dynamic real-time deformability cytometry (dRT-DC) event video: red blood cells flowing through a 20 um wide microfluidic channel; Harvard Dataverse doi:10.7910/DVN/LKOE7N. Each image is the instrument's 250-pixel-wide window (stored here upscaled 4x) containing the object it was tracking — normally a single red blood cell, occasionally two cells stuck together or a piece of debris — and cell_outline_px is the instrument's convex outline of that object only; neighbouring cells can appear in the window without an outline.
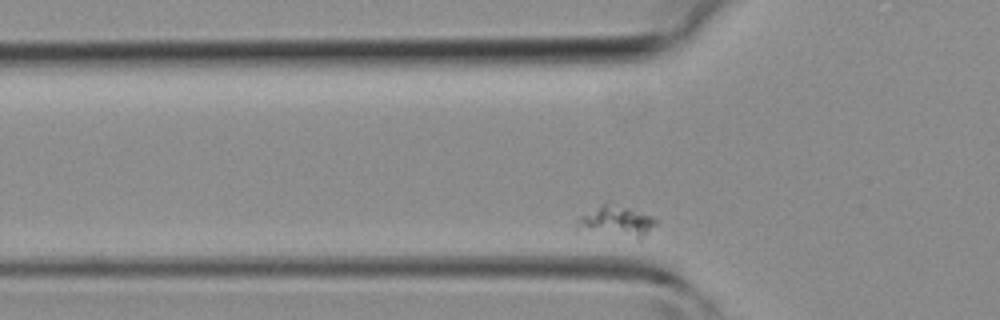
{"species": "common noctule bat (a hibernating species)", "species_latin": "Nyctalus noctula", "temperature_condition": "room temperature", "stored_images_in_passage": 25, "camera_frame_rate_fps": 3000, "um_per_image_px": 0.085, "animal": {"sex": "female", "body_mass_g": 19.3, "forearm_length_mm": 54.1}, "frame": {"image": 1, "passage_image": 4, "time_ms": 1.0, "image_size_px": [1000, 320], "cell_outline_px": [[656, 224], [644, 232], [636, 232], [576, 228], [576, 220], [580, 216], [600, 204], [604, 204], [628, 208], [652, 216], [656, 220]], "centroid_in_image_um": [52.31, 18.66], "position_along_channel_um": 73.5, "area_um2": 11.56}}
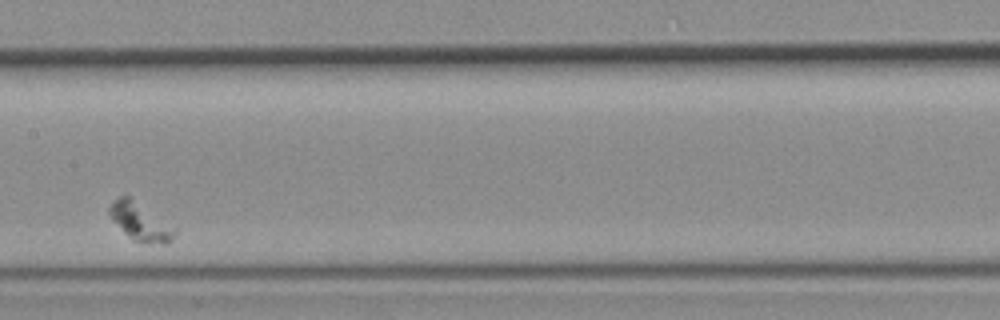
{"frame": {"image": 2, "passage_image": 13, "time_ms": 4.0, "image_size_px": [1000, 320], "cell_outline_px": [[176, 232], [172, 240], [168, 244], [164, 244], [132, 240], [112, 220], [108, 212], [108, 208], [120, 196], [128, 196], [176, 228]], "centroid_in_image_um": [11.93, 18.87], "position_along_channel_um": 195.5, "area_um2": 13.93}}
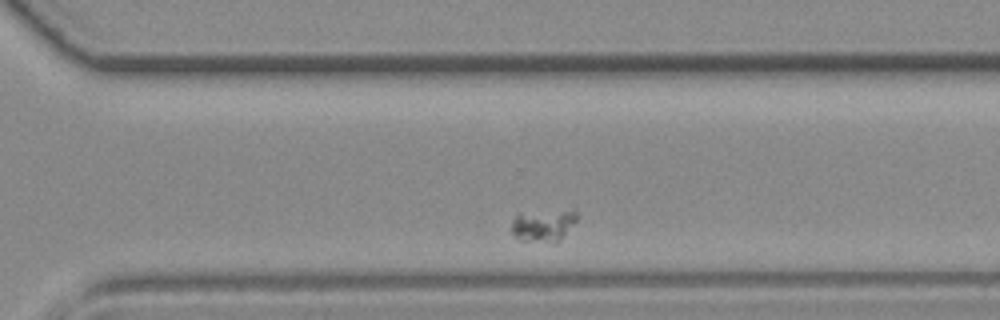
{"frame": {"image": 3, "passage_image": 22, "time_ms": 7.0, "image_size_px": [1000, 320], "cell_outline_px": [[576, 220], [560, 240], [520, 240], [512, 236], [512, 220], [516, 212], [576, 204]], "centroid_in_image_um": [46.22, 18.97], "position_along_channel_um": 324.4, "area_um2": 13.29}}